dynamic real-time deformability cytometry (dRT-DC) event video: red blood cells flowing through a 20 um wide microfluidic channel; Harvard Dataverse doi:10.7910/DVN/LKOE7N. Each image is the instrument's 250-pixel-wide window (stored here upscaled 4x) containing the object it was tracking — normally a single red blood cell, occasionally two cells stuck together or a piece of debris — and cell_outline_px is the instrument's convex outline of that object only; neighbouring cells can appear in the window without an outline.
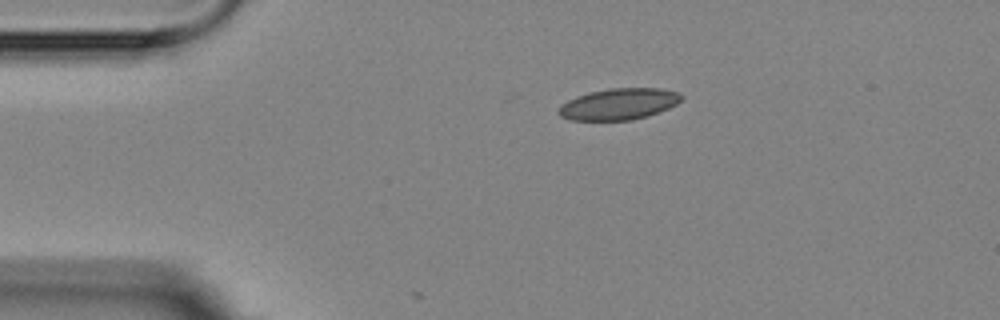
{"species": "Egyptian fruit bat (a non-hibernating species)", "species_latin": "Rousettus aegyptiacus", "temperature_condition": "room temperature", "stored_images_in_passage": 2, "camera_frame_rate_fps": 3000, "um_per_image_px": 0.085, "animal": {"sex": "female"}, "frame": {"image": 1, "passage_image": 1, "time_ms": 0.0, "image_size_px": [1000, 320], "cell_outline_px": [[684, 96], [676, 104], [668, 108], [648, 116], [632, 120], [568, 120], [560, 116], [556, 112], [556, 108], [560, 104], [576, 96], [588, 92], [608, 88], [660, 88], [676, 92]], "centroid_in_image_um": [52.53, 8.84], "position_along_channel_um": 32.5, "area_um2": 22.66}}